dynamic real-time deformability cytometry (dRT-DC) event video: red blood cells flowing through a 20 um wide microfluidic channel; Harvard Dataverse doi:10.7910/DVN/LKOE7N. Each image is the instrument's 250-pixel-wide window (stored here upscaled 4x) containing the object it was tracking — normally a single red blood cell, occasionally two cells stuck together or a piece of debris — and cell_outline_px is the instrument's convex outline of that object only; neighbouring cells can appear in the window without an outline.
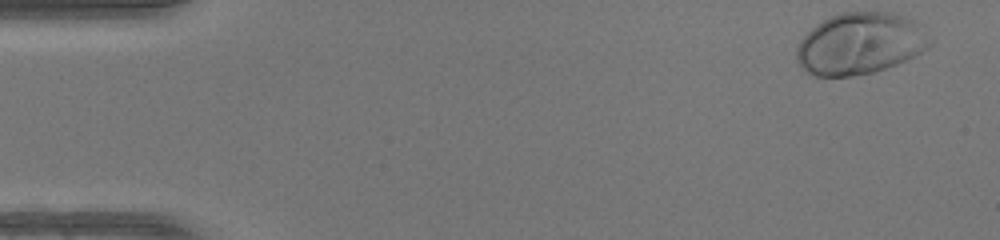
{"species": "human", "species_latin": "Homo sapiens", "temperature_condition": "warm", "stored_images_in_passage": 47, "camera_frame_rate_fps": 3000, "um_per_image_px": 0.085, "donor": {"sex": "female"}, "frame": {"image": 1, "passage_image": 1, "time_ms": 0.0, "image_size_px": [1000, 240], "cell_outline_px": [[932, 44], [928, 48], [896, 64], [872, 72], [852, 76], [816, 76], [804, 72], [796, 60], [796, 48], [800, 40], [816, 24], [832, 16], [844, 12], [892, 12], [912, 20], [932, 40]], "centroid_in_image_um": [73.05, 3.72], "position_along_channel_um": 11.9, "area_um2": 47.45}}
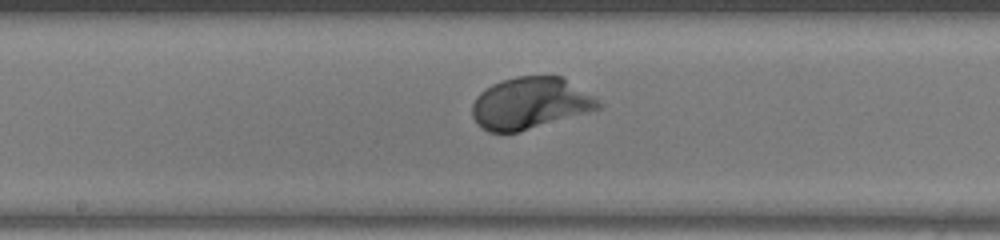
{"frame": {"image": 2, "passage_image": 24, "time_ms": 7.667, "image_size_px": [1000, 240], "cell_outline_px": [[604, 104], [600, 108], [516, 132], [488, 132], [472, 116], [472, 104], [476, 96], [480, 92], [492, 84], [516, 76], [560, 76], [592, 96]], "centroid_in_image_um": [45.02, 8.76], "position_along_channel_um": 203.2, "area_um2": 37.11}}
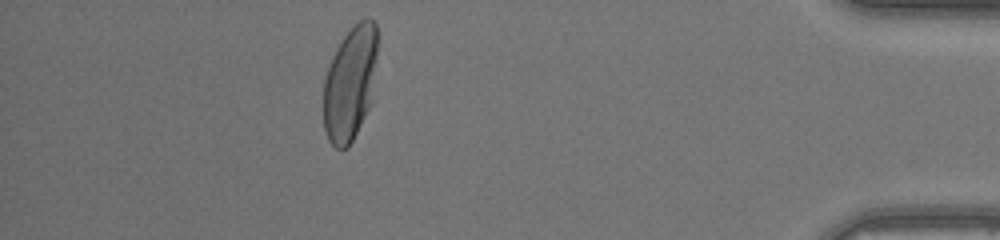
{"frame": {"image": 3, "passage_image": 42, "time_ms": 13.667, "image_size_px": [1000, 240], "cell_outline_px": [[380, 40], [372, 104], [348, 148], [336, 148], [328, 140], [324, 128], [324, 80], [332, 56], [340, 40], [364, 16], [368, 16], [376, 24]], "centroid_in_image_um": [29.82, 7.03], "position_along_channel_um": 405.4, "area_um2": 36.93}, "authors_computed_cell_mechanics": {"area_um2": 37.7434, "velocity_mm_per_s": 4.222, "shape_relaxation_time_tau1_ms": 2.215, "shape_relaxation_time_tau2_ms": null, "deformation_change_tau1": 0.1802, "deformation_change_tau2": null}}